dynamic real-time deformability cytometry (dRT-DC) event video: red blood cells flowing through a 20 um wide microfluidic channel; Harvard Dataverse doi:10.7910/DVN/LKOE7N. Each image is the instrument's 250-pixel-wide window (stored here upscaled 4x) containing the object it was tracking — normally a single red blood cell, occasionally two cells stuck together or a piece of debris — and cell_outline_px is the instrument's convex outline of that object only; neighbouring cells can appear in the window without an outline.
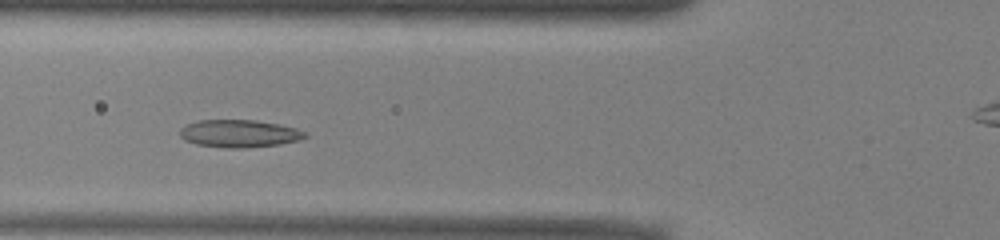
{"species": "common noctule bat (a hibernating species)", "species_latin": "Nyctalus noctula", "temperature_condition": "warm", "stored_images_in_passage": 31, "camera_frame_rate_fps": 3000, "um_per_image_px": 0.085, "animal": {"sex": "male", "body_mass_g": 13.0, "forearm_length_mm": 53.1}, "frame": {"image": 1, "passage_image": 4, "time_ms": 1.0, "image_size_px": [1000, 240], "cell_outline_px": [[308, 136], [300, 140], [280, 144], [244, 148], [224, 148], [196, 144], [184, 140], [180, 136], [180, 128], [188, 124], [200, 120], [256, 120], [280, 124], [296, 128], [308, 132]], "centroid_in_image_um": [20.37, 11.35], "position_along_channel_um": 105.4, "area_um2": 20.29}}
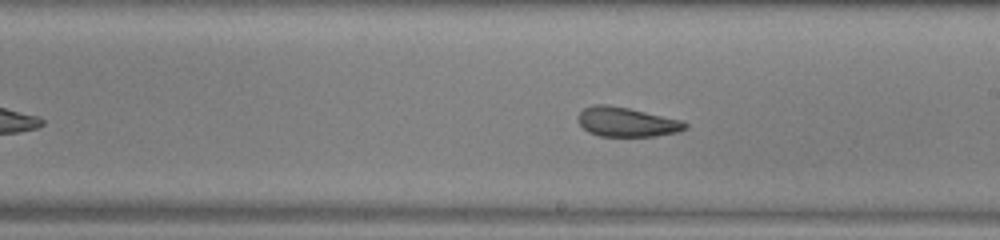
{"frame": {"image": 2, "passage_image": 14, "time_ms": 4.333, "image_size_px": [1000, 240], "cell_outline_px": [[688, 128], [680, 132], [656, 136], [600, 136], [588, 132], [580, 124], [576, 116], [584, 108], [592, 104], [608, 104], [628, 108], [680, 120], [688, 124]], "centroid_in_image_um": [53.25, 10.37], "position_along_channel_um": 235.7, "area_um2": 18.44}}
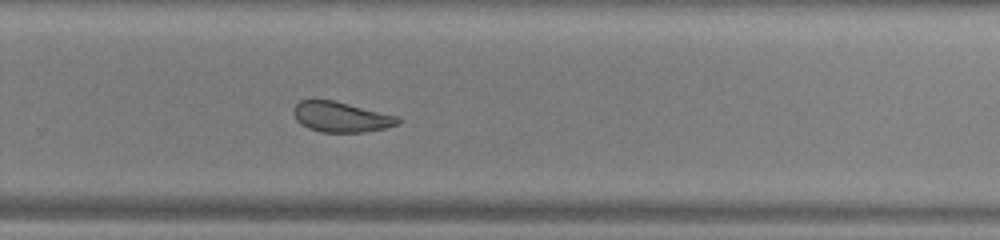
{"frame": {"image": 3, "passage_image": 19, "time_ms": 6.0, "image_size_px": [1000, 240], "cell_outline_px": [[400, 124], [384, 128], [364, 132], [320, 132], [308, 128], [300, 124], [296, 120], [292, 112], [292, 108], [300, 100], [332, 100], [396, 116], [400, 120]], "centroid_in_image_um": [28.93, 9.95], "position_along_channel_um": 300.9, "area_um2": 18.26}, "authors_computed_cell_mechanics": {"area_um2": 19.4208, "velocity_mm_per_s": 3.9145, "shape_relaxation_time_tau1_ms": 6.6406, "shape_relaxation_time_tau2_ms": 1.9603, "deformation_change_tau1": 0.1558, "deformation_change_tau2": 0.0618}}